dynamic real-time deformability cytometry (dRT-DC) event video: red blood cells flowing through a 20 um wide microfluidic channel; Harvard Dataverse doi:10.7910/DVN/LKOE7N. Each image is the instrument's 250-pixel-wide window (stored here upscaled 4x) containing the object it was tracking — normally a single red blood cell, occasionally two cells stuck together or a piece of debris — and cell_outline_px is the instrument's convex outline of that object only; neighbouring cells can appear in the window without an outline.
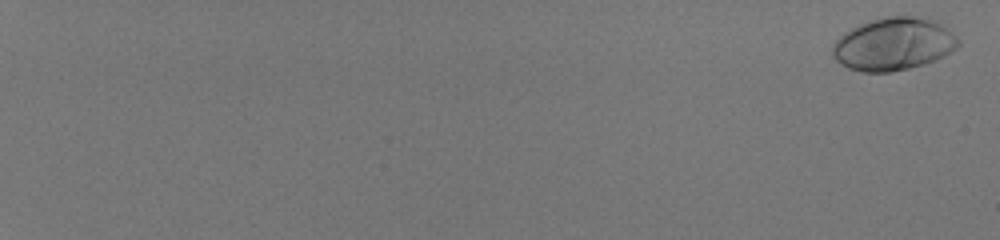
{"species": "human", "species_latin": "Homo sapiens", "temperature_condition": "room temperature", "stored_images_in_passage": 58, "camera_frame_rate_fps": 3000, "um_per_image_px": 0.085, "donor": {"sex": "male"}, "frame": {"image": 1, "passage_image": 2, "time_ms": 0.333, "image_size_px": [1000, 240], "cell_outline_px": [[960, 44], [956, 48], [944, 56], [924, 64], [908, 68], [888, 72], [860, 72], [848, 68], [840, 64], [832, 56], [832, 44], [844, 32], [860, 24], [884, 16], [928, 16], [944, 24], [960, 40]], "centroid_in_image_um": [75.97, 3.73], "position_along_channel_um": 9.0, "area_um2": 39.07}}
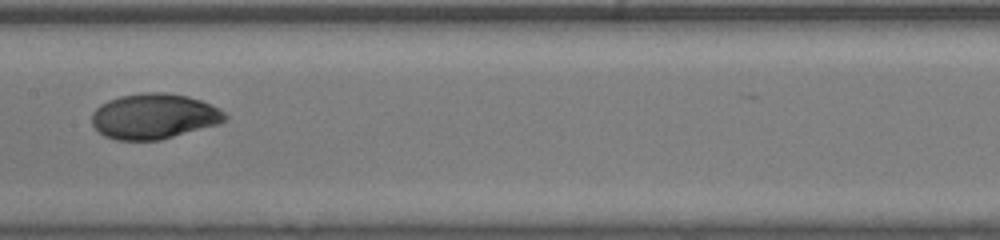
{"frame": {"image": 2, "passage_image": 37, "time_ms": 12.0, "image_size_px": [1000, 240], "cell_outline_px": [[228, 120], [220, 124], [160, 140], [116, 140], [104, 136], [92, 124], [92, 112], [100, 104], [108, 100], [120, 96], [144, 92], [164, 92], [188, 96], [200, 100], [220, 108], [228, 116]], "centroid_in_image_um": [13.12, 9.88], "position_along_channel_um": 194.3, "area_um2": 35.49}}
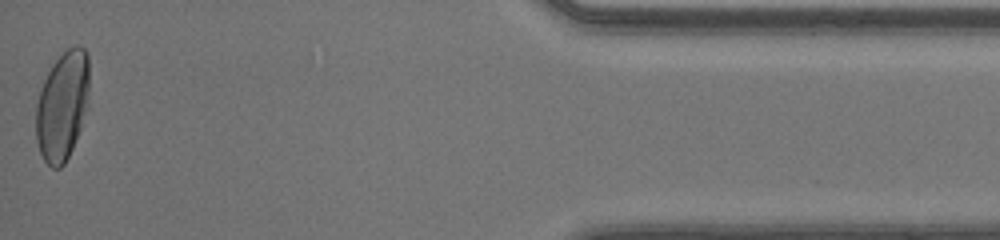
{"frame": {"image": 3, "passage_image": 58, "time_ms": 19.0, "image_size_px": [1000, 240], "cell_outline_px": [[88, 108], [72, 148], [64, 164], [60, 168], [52, 168], [44, 160], [40, 152], [36, 140], [36, 104], [44, 80], [52, 64], [72, 44], [80, 44], [88, 52]], "centroid_in_image_um": [5.31, 8.96], "position_along_channel_um": 429.9, "area_um2": 33.93}, "authors_computed_cell_mechanics": {"area_um2": 34.9401, "velocity_mm_per_s": 4.1092, "shape_relaxation_time_tau1_ms": 2.9582, "shape_relaxation_time_tau2_ms": 0.8861, "deformation_change_tau1": 0.1854, "deformation_change_tau2": 0.0314}}